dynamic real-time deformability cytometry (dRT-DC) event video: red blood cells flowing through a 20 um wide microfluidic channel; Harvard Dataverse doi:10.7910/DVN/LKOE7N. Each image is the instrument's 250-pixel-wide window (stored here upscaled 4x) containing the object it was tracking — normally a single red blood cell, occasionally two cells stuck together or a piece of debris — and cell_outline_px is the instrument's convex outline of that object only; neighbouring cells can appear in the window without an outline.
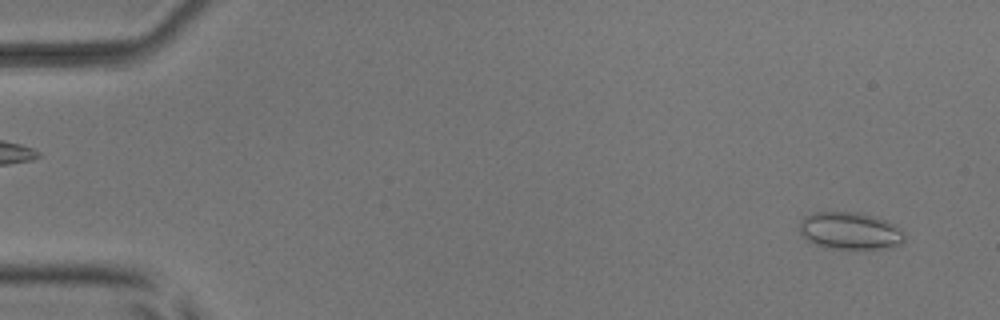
{"species": "common noctule bat (a hibernating species)", "species_latin": "Nyctalus noctula", "temperature_condition": "room temperature", "stored_images_in_passage": 53, "camera_frame_rate_fps": 3000, "um_per_image_px": 0.085, "animal": {"sex": "male", "body_mass_g": 17.9, "forearm_length_mm": 54.2}, "frame": {"image": 1, "passage_image": 3, "time_ms": 0.667, "image_size_px": [1000, 320], "cell_outline_px": [[904, 240], [900, 244], [884, 248], [832, 248], [816, 244], [808, 240], [796, 228], [804, 216], [816, 212], [860, 212], [876, 216], [888, 220], [896, 224], [904, 232]], "centroid_in_image_um": [72.26, 19.59], "position_along_channel_um": 12.7, "area_um2": 22.89}}
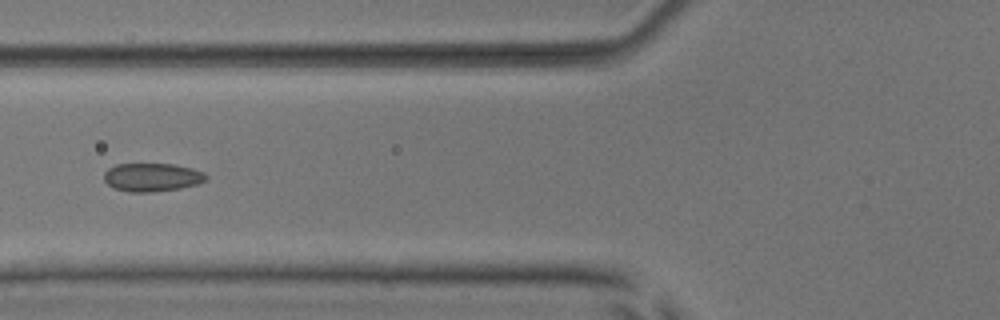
{"frame": {"image": 2, "passage_image": 21, "time_ms": 6.667, "image_size_px": [1000, 320], "cell_outline_px": [[208, 176], [204, 180], [196, 184], [180, 188], [152, 192], [128, 192], [112, 188], [104, 180], [104, 172], [108, 168], [116, 164], [176, 164], [192, 168], [204, 172]], "centroid_in_image_um": [12.89, 15.06], "position_along_channel_um": 112.9, "area_um2": 16.94}}
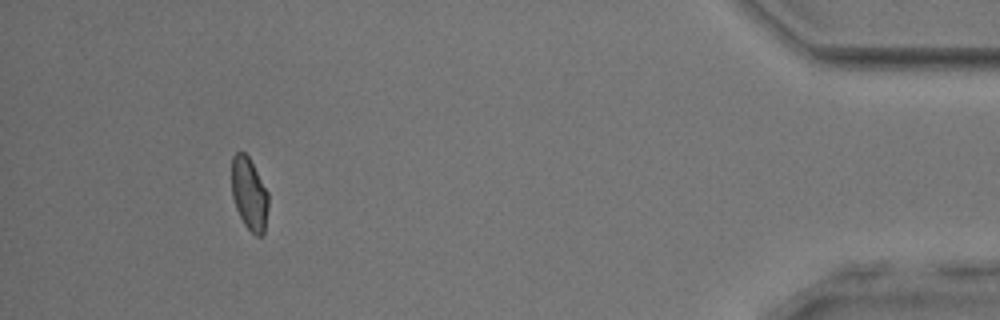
{"frame": {"image": 3, "passage_image": 49, "time_ms": 16.0, "image_size_px": [1000, 320], "cell_outline_px": [[268, 208], [264, 232], [260, 236], [256, 236], [244, 224], [236, 208], [232, 196], [232, 156], [236, 152], [244, 152], [248, 156], [268, 192]], "centroid_in_image_um": [21.18, 16.48], "position_along_channel_um": 414.0, "area_um2": 15.37}, "authors_computed_cell_mechanics": {"area_um2": 16.762, "velocity_mm_per_s": 3.8891, "shape_relaxation_time_tau1_ms": 3.3551, "shape_relaxation_time_tau2_ms": 1.3518, "deformation_change_tau1": 0.0694, "deformation_change_tau2": 0.0487}}